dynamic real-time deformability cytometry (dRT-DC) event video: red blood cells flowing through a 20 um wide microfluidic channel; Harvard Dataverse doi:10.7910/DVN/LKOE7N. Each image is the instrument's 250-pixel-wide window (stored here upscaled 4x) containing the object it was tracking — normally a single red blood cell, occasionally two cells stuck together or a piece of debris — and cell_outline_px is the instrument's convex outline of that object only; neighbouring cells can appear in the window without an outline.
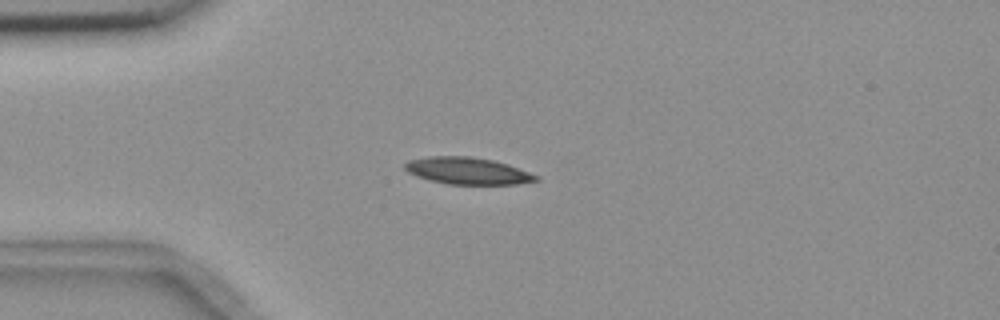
{"species": "common noctule bat (a hibernating species)", "species_latin": "Nyctalus noctula", "temperature_condition": "room temperature", "stored_images_in_passage": 4, "camera_frame_rate_fps": 3000, "um_per_image_px": 0.085, "animal": {"sex": "female", "body_mass_g": 18.4}, "frame": {"image": 1, "passage_image": 3, "time_ms": 3.0, "image_size_px": [1000, 320], "cell_outline_px": [[540, 180], [516, 184], [448, 184], [428, 180], [416, 176], [408, 172], [404, 168], [404, 164], [408, 160], [428, 156], [468, 156], [492, 160], [508, 164], [540, 176]], "centroid_in_image_um": [39.73, 14.52], "position_along_channel_um": 45.3, "area_um2": 20.63}}